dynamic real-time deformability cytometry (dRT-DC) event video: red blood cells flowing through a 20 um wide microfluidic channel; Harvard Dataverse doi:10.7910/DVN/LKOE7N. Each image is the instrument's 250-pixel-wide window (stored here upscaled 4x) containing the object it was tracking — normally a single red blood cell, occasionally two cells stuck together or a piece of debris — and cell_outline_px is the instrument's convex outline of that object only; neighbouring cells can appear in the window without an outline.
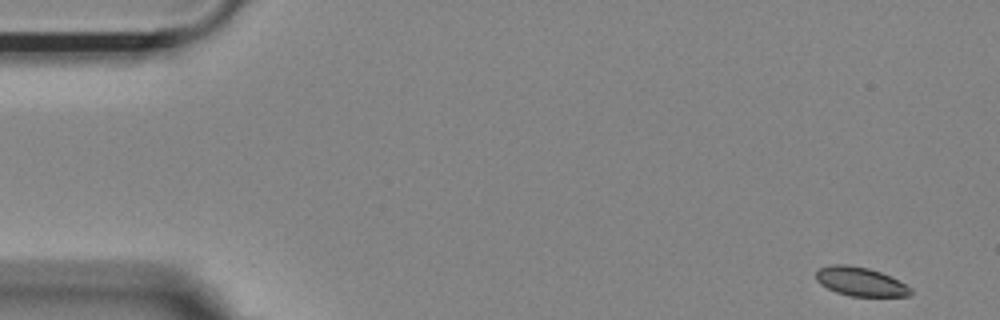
{"species": "Egyptian fruit bat (a non-hibernating species)", "species_latin": "Rousettus aegyptiacus", "temperature_condition": "room temperature", "stored_images_in_passage": 53, "camera_frame_rate_fps": 3000, "um_per_image_px": 0.085, "animal": {"sex": "female"}, "frame": {"image": 1, "passage_image": 1, "time_ms": 0.0, "image_size_px": [1000, 320], "cell_outline_px": [[912, 292], [908, 296], [848, 296], [836, 292], [820, 284], [816, 280], [816, 272], [820, 268], [832, 264], [848, 264], [868, 268], [880, 272], [912, 288]], "centroid_in_image_um": [73.1, 23.93], "position_along_channel_um": 11.9, "area_um2": 15.78}}
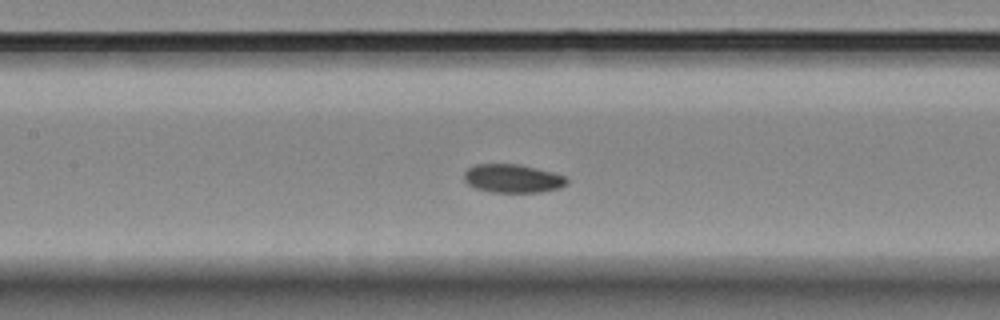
{"frame": {"image": 2, "passage_image": 23, "time_ms": 7.333, "image_size_px": [1000, 320], "cell_outline_px": [[568, 184], [560, 188], [540, 192], [488, 192], [476, 188], [468, 184], [464, 180], [464, 172], [468, 168], [476, 164], [520, 164], [552, 172], [564, 176], [568, 180]], "centroid_in_image_um": [43.57, 15.17], "position_along_channel_um": 163.8, "area_um2": 17.11}}
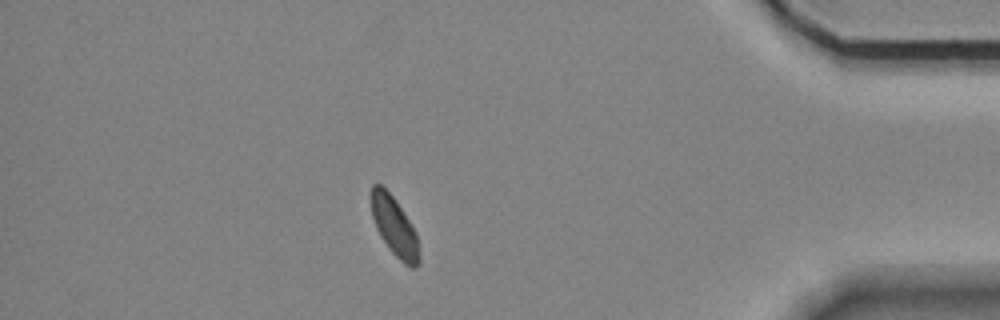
{"frame": {"image": 3, "passage_image": 46, "time_ms": 15.0, "image_size_px": [1000, 320], "cell_outline_px": [[420, 264], [416, 268], [412, 268], [404, 264], [388, 248], [380, 236], [376, 228], [372, 216], [368, 196], [372, 184], [380, 184], [392, 196], [416, 232], [420, 256]], "centroid_in_image_um": [33.49, 19.26], "position_along_channel_um": 401.7, "area_um2": 16.7}, "authors_computed_cell_mechanics": {"area_um2": 17.1088, "velocity_mm_per_s": 3.6399, "shape_relaxation_time_tau1_ms": 7.2341, "shape_relaxation_time_tau2_ms": 4.2322, "deformation_change_tau1": 0.1021, "deformation_change_tau2": 0.0523}}